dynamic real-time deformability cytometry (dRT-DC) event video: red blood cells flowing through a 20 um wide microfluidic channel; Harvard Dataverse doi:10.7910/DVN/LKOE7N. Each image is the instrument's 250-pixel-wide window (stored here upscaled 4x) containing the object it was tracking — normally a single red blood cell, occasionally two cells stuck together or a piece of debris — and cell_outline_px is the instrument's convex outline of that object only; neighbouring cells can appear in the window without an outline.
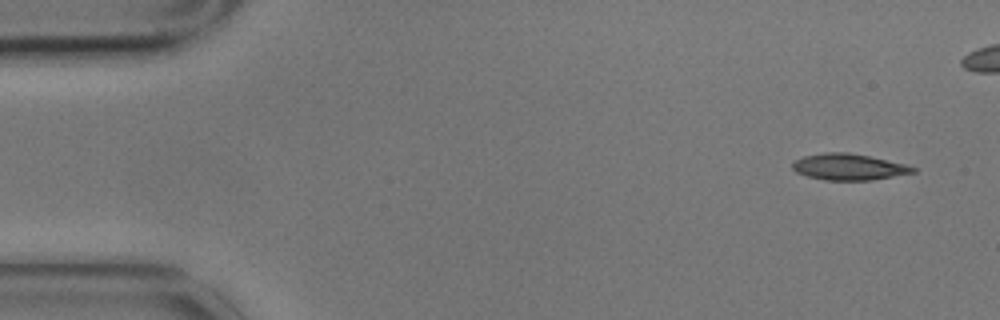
{"species": "common noctule bat (a hibernating species)", "species_latin": "Nyctalus noctula", "temperature_condition": "cold", "stored_images_in_passage": 3, "camera_frame_rate_fps": 3000, "um_per_image_px": 0.085, "animal": {"sex": "male", "body_mass_g": 17.9}, "frame": {"image": 1, "passage_image": 1, "time_ms": 0.0, "image_size_px": [1000, 320], "cell_outline_px": [[916, 172], [872, 180], [824, 180], [808, 176], [796, 172], [792, 168], [792, 164], [796, 160], [804, 156], [824, 152], [848, 152], [868, 156], [904, 164], [916, 168]], "centroid_in_image_um": [72.12, 14.19], "position_along_channel_um": 12.9, "area_um2": 18.26}}